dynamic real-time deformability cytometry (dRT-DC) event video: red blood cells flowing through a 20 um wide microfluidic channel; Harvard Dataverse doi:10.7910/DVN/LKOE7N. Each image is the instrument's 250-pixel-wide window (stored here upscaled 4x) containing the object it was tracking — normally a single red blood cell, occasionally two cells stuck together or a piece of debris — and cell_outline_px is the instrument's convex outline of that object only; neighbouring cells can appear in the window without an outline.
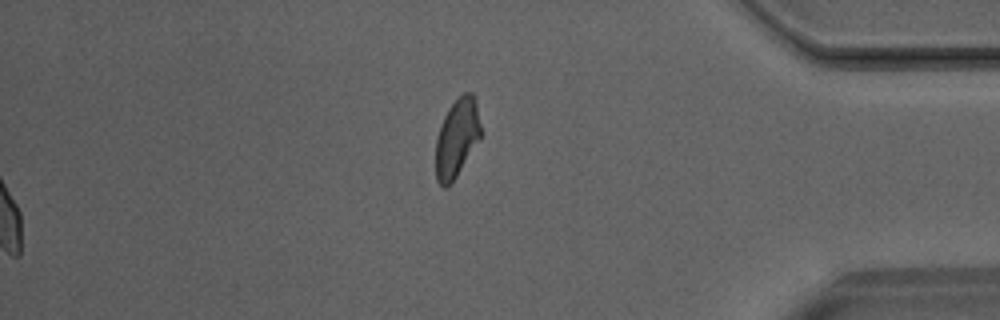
{"species": "Egyptian fruit bat (a non-hibernating species)", "species_latin": "Rousettus aegyptiacus", "temperature_condition": "room temperature", "stored_images_in_passage": 48, "camera_frame_rate_fps": 3000, "um_per_image_px": 0.085, "animal": {"sex": "male"}, "frame": {"image": 1, "passage_image": 48, "time_ms": 15.667, "image_size_px": [1000, 320], "cell_outline_px": [[484, 132], [452, 184], [448, 188], [444, 188], [436, 180], [436, 136], [444, 116], [452, 104], [464, 92], [472, 92], [476, 100]], "centroid_in_image_um": [38.87, 11.74], "position_along_channel_um": 396.3, "area_um2": 21.04}}